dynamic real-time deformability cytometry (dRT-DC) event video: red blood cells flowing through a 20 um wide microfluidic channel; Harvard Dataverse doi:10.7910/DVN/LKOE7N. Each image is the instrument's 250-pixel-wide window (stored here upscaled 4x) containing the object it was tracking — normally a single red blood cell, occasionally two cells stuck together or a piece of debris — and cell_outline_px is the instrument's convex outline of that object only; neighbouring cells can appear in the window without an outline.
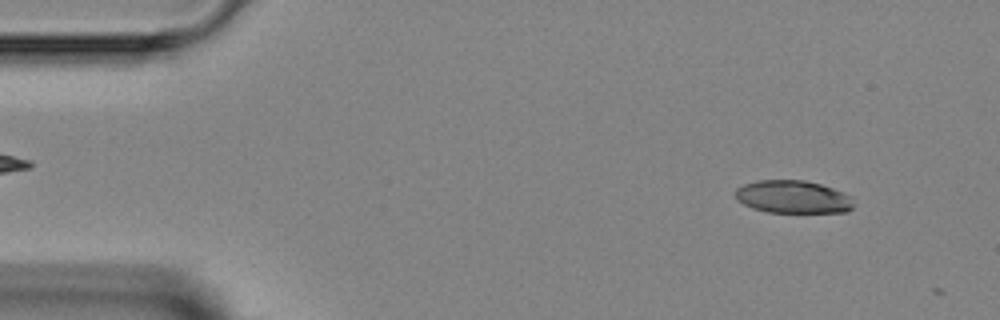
{"species": "Egyptian fruit bat (a non-hibernating species)", "species_latin": "Rousettus aegyptiacus", "temperature_condition": "room temperature", "stored_images_in_passage": 2, "camera_frame_rate_fps": 3000, "um_per_image_px": 0.085, "animal": {"sex": "female"}, "frame": {"image": 1, "passage_image": 1, "time_ms": 0.0, "image_size_px": [1000, 320], "cell_outline_px": [[856, 204], [852, 208], [844, 212], [768, 212], [752, 208], [736, 200], [736, 188], [744, 184], [756, 180], [804, 180], [820, 184], [844, 192], [852, 196]], "centroid_in_image_um": [67.42, 16.73], "position_along_channel_um": 17.6, "area_um2": 22.77}}